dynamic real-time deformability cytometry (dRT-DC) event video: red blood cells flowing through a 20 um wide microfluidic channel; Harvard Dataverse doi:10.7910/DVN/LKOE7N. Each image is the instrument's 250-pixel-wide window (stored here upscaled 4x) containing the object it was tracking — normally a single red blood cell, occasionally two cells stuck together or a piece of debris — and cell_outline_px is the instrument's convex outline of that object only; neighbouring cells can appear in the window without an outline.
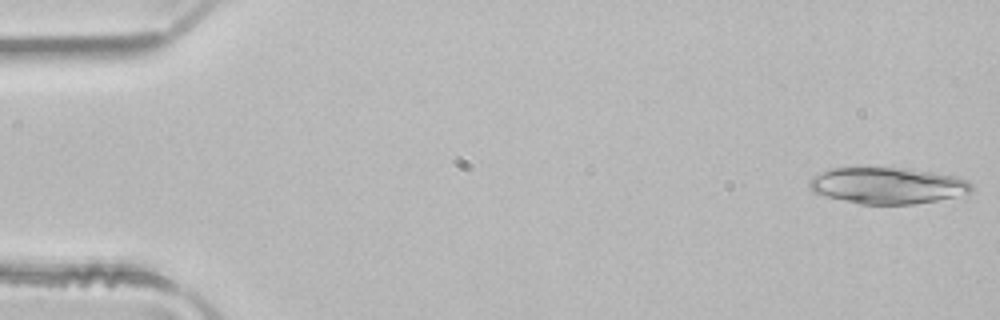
{"species": "common noctule bat (a hibernating species)", "species_latin": "Nyctalus noctula", "temperature_condition": "room temperature", "stored_images_in_passage": 5, "camera_frame_rate_fps": 3000, "um_per_image_px": 0.085, "animal": {"sex": "male", "body_mass_g": 21.5, "forearm_length_mm": 52.0}, "frame": {"image": 1, "passage_image": 1, "time_ms": 0.0, "image_size_px": [1000, 320], "cell_outline_px": [[972, 192], [968, 196], [912, 204], [860, 204], [812, 192], [808, 188], [808, 180], [812, 176], [832, 168], [904, 168], [932, 172], [952, 176], [968, 180], [972, 184]], "centroid_in_image_um": [75.49, 15.78], "position_along_channel_um": 9.5, "area_um2": 34.56}}